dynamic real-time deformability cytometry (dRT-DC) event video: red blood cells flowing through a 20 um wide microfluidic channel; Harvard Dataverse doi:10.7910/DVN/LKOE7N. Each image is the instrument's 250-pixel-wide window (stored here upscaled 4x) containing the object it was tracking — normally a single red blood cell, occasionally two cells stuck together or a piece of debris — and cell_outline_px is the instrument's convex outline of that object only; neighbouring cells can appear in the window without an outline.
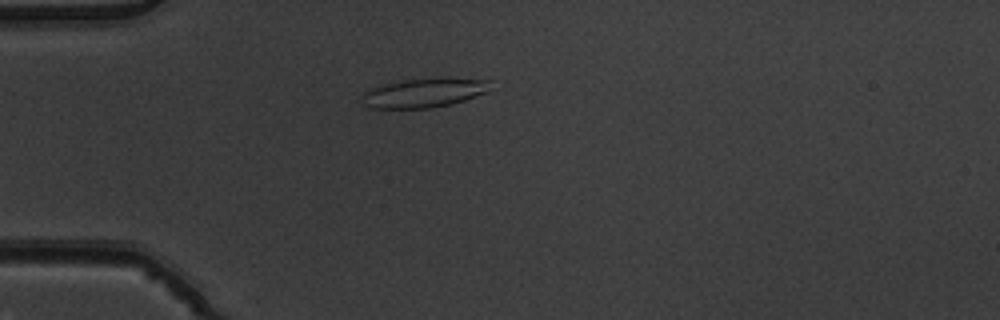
{"species": "common noctule bat (a hibernating species)", "species_latin": "Nyctalus noctula", "temperature_condition": "warm", "stored_images_in_passage": 3, "camera_frame_rate_fps": 3000, "um_per_image_px": 0.085, "animal": {"sex": "male", "body_mass_g": 19.5, "forearm_length_mm": 54.6}, "frame": {"image": 1, "passage_image": 1, "time_ms": 0.0, "image_size_px": [1000, 320], "cell_outline_px": [[492, 80], [488, 92], [452, 104], [432, 108], [372, 108], [364, 104], [360, 100], [360, 96], [364, 92], [372, 88], [384, 84], [404, 80], [440, 76], [444, 76]], "centroid_in_image_um": [36.09, 7.86], "position_along_channel_um": 48.9, "area_um2": 22.43}}